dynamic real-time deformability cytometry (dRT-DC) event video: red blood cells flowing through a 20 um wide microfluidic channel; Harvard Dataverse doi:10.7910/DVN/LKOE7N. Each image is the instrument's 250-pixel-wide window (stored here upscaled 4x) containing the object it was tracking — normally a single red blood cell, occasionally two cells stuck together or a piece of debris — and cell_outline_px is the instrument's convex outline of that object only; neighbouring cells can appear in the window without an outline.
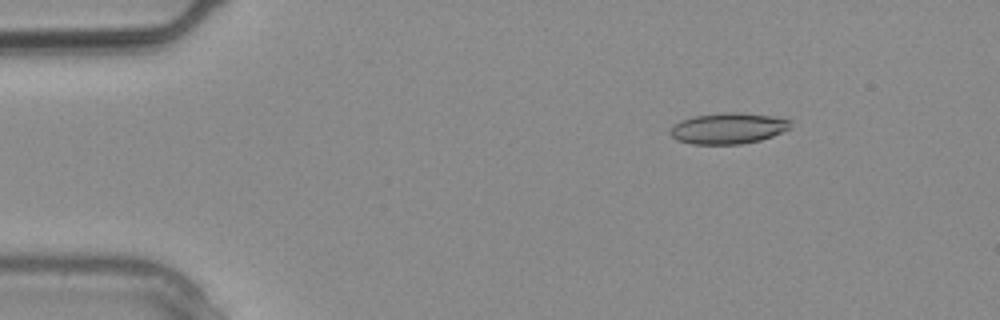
{"species": "common noctule bat (a hibernating species)", "species_latin": "Nyctalus noctula", "temperature_condition": "warm", "stored_images_in_passage": 3, "segment_of_instrument_passage": [2, 2], "camera_frame_rate_fps": 3000, "um_per_image_px": 0.085, "animal": {"sex": "male", "body_mass_g": 20.4}, "frame": {"image": 1, "passage_image": 3, "time_ms": 0.667, "image_size_px": [1000, 320], "cell_outline_px": [[792, 120], [788, 128], [772, 136], [760, 140], [740, 144], [692, 144], [676, 140], [668, 132], [668, 128], [672, 124], [680, 120], [696, 116], [728, 112], [740, 112], [772, 116]], "centroid_in_image_um": [61.83, 10.91], "position_along_channel_um": 23.2, "area_um2": 21.73}}